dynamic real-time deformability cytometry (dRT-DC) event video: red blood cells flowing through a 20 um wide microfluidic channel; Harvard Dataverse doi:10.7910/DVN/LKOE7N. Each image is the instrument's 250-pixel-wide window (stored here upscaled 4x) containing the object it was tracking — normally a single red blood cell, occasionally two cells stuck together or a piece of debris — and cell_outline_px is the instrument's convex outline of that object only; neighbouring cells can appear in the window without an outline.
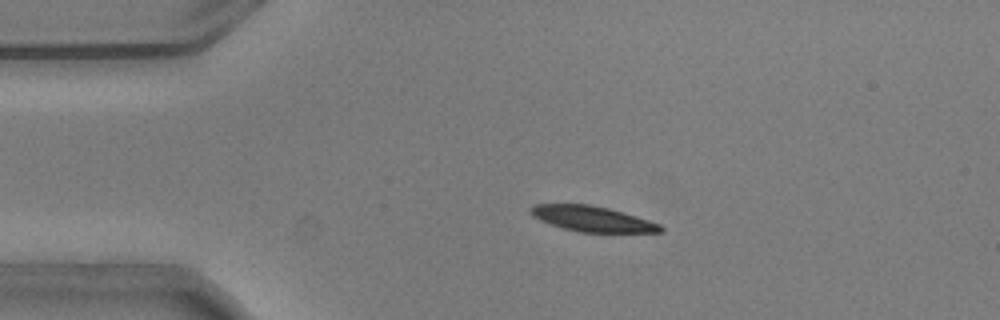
{"species": "common noctule bat (a hibernating species)", "species_latin": "Nyctalus noctula", "temperature_condition": "warm", "stored_images_in_passage": 55, "camera_frame_rate_fps": 3000, "um_per_image_px": 0.085, "animal": {"sex": "male", "body_mass_g": 20.5, "forearm_length_mm": 52.5}, "frame": {"image": 1, "passage_image": 12, "time_ms": 3.667, "image_size_px": [1000, 320], "cell_outline_px": [[664, 232], [580, 232], [564, 228], [540, 220], [532, 216], [528, 212], [528, 208], [536, 204], [588, 204], [608, 208], [636, 216], [660, 224], [664, 228]], "centroid_in_image_um": [50.32, 18.59], "position_along_channel_um": 34.7, "area_um2": 19.13}}
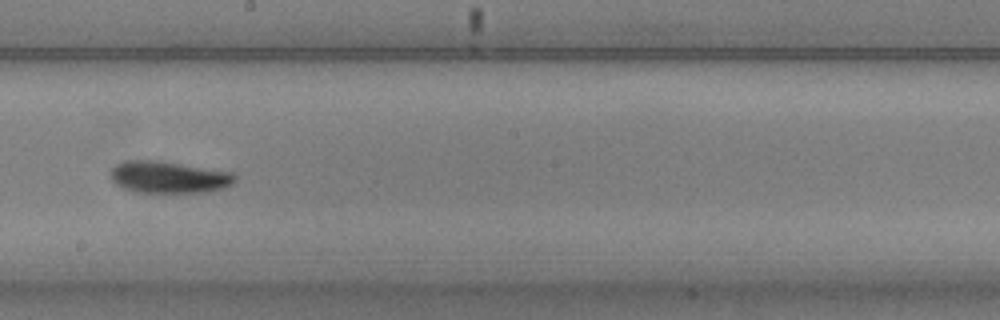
{"frame": {"image": 2, "passage_image": 31, "time_ms": 10.0, "image_size_px": [1000, 320], "cell_outline_px": [[236, 180], [232, 184], [224, 188], [208, 192], [136, 192], [124, 188], [116, 184], [108, 176], [108, 172], [116, 164], [128, 160], [156, 160], [232, 172], [236, 176]], "centroid_in_image_um": [14.32, 15.06], "position_along_channel_um": 233.9, "area_um2": 23.18}}
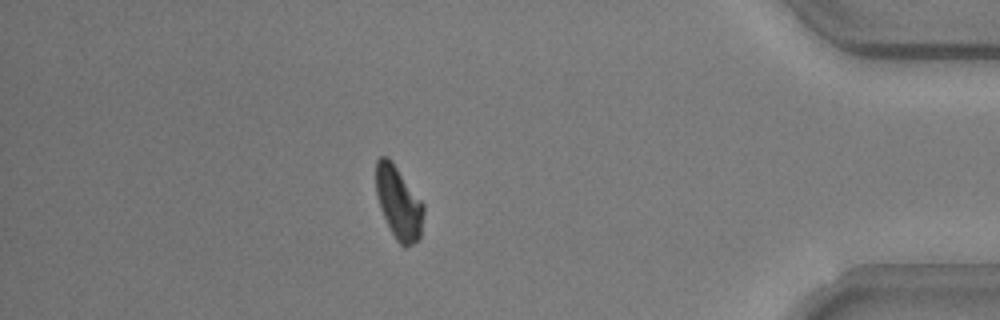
{"frame": {"image": 3, "passage_image": 48, "time_ms": 15.667, "image_size_px": [1000, 320], "cell_outline_px": [[424, 212], [420, 236], [412, 244], [404, 248], [396, 240], [380, 208], [376, 196], [376, 160], [380, 156], [388, 156], [392, 160], [424, 204]], "centroid_in_image_um": [33.87, 17.2], "position_along_channel_um": 401.3, "area_um2": 20.17}, "authors_computed_cell_mechanics": {"area_um2": 21.2126, "velocity_mm_per_s": 3.7128, "shape_relaxation_time_tau1_ms": 2.974, "shape_relaxation_time_tau2_ms": 5.4847, "deformation_change_tau1": 0.124, "deformation_change_tau2": 0.1087}}